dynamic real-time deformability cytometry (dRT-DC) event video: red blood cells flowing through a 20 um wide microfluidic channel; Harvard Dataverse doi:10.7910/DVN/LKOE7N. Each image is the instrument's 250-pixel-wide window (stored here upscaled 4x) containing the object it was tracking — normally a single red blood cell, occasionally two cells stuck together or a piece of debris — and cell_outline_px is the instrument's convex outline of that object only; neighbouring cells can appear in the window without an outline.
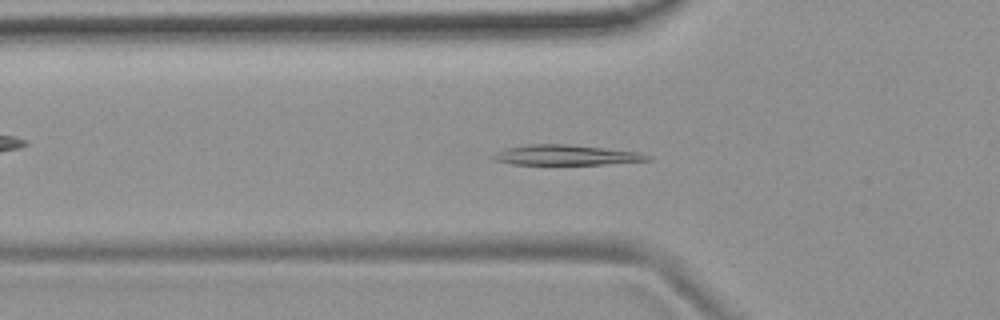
{"species": "common noctule bat (a hibernating species)", "species_latin": "Nyctalus noctula", "temperature_condition": "room temperature", "stored_images_in_passage": 55, "camera_frame_rate_fps": 3000, "um_per_image_px": 0.085, "animal": {"sex": "female", "body_mass_g": 19.9}, "frame": {"image": 1, "passage_image": 18, "time_ms": 5.667, "image_size_px": [1000, 320], "cell_outline_px": [[652, 160], [604, 164], [512, 164], [492, 160], [488, 156], [504, 148], [524, 144], [568, 144], [640, 152], [652, 156]], "centroid_in_image_um": [48.05, 13.17], "position_along_channel_um": 77.7, "area_um2": 18.38}}
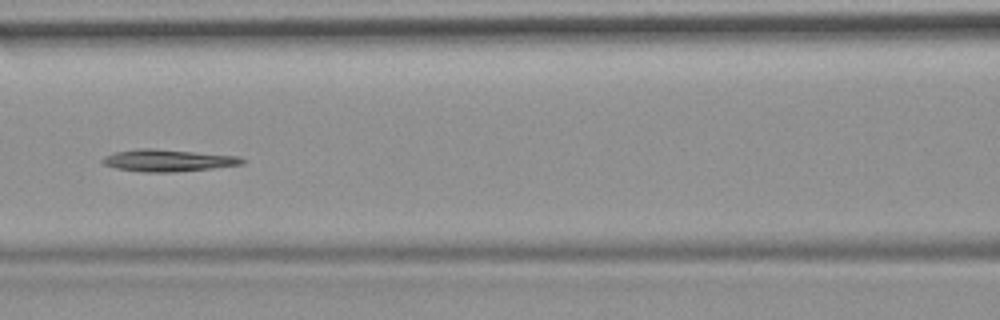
{"frame": {"image": 2, "passage_image": 24, "time_ms": 7.667, "image_size_px": [1000, 320], "cell_outline_px": [[244, 164], [212, 168], [172, 172], [144, 172], [116, 168], [104, 164], [100, 160], [104, 156], [112, 152], [136, 148], [152, 148], [240, 156], [244, 160]], "centroid_in_image_um": [14.23, 13.62], "position_along_channel_um": 152.4, "area_um2": 17.98}}
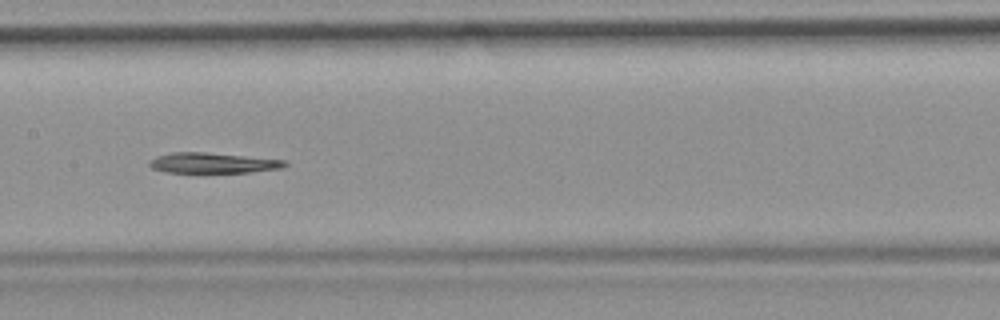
{"frame": {"image": 3, "passage_image": 27, "time_ms": 8.667, "image_size_px": [1000, 320], "cell_outline_px": [[288, 164], [284, 168], [248, 172], [168, 172], [152, 168], [148, 164], [148, 160], [156, 156], [172, 152], [204, 152], [284, 160]], "centroid_in_image_um": [18.06, 13.84], "position_along_channel_um": 189.3, "area_um2": 15.95}}